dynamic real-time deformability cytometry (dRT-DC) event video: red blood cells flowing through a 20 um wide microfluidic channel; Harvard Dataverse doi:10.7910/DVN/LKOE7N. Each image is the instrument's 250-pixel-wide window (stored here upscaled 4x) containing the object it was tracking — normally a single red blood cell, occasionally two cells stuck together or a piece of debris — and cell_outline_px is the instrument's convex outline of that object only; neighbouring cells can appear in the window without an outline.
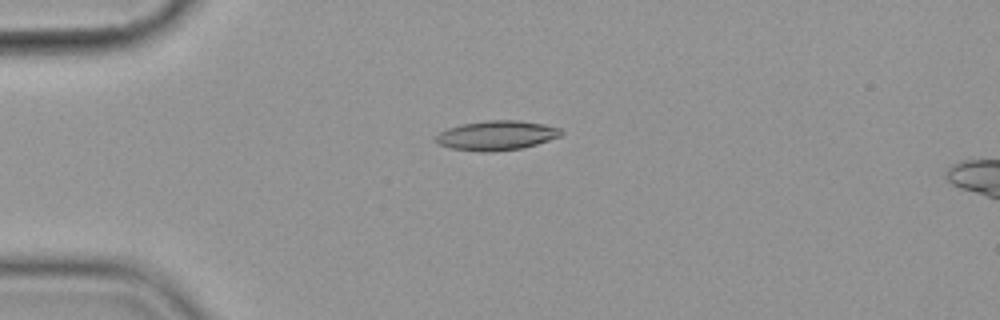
{"species": "common noctule bat (a hibernating species)", "species_latin": "Nyctalus noctula", "temperature_condition": "cold", "stored_images_in_passage": 5, "camera_frame_rate_fps": 3000, "um_per_image_px": 0.085, "animal": {"sex": "female", "body_mass_g": 19.9}, "frame": {"image": 1, "passage_image": 3, "time_ms": 2.333, "image_size_px": [1000, 320], "cell_outline_px": [[564, 132], [560, 136], [536, 144], [520, 148], [492, 152], [480, 152], [452, 148], [440, 144], [436, 140], [436, 136], [440, 132], [448, 128], [460, 124], [484, 120], [520, 120], [544, 124], [560, 128]], "centroid_in_image_um": [42.22, 11.5], "position_along_channel_um": 42.8, "area_um2": 21.5}}
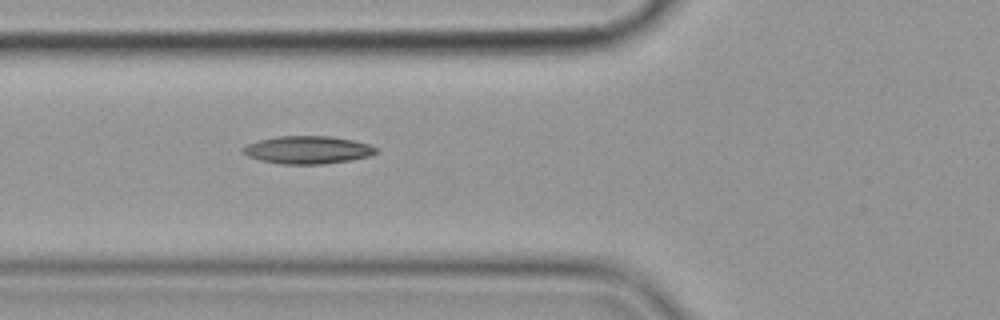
{"frame": {"image": 2, "passage_image": 5, "time_ms": 4.667, "image_size_px": [1000, 320], "cell_outline_px": [[376, 152], [368, 156], [352, 160], [324, 164], [280, 164], [260, 160], [248, 156], [240, 152], [240, 148], [248, 144], [260, 140], [276, 136], [332, 136], [352, 140], [368, 144], [376, 148]], "centroid_in_image_um": [26.1, 12.74], "position_along_channel_um": 99.7, "area_um2": 21.56}}